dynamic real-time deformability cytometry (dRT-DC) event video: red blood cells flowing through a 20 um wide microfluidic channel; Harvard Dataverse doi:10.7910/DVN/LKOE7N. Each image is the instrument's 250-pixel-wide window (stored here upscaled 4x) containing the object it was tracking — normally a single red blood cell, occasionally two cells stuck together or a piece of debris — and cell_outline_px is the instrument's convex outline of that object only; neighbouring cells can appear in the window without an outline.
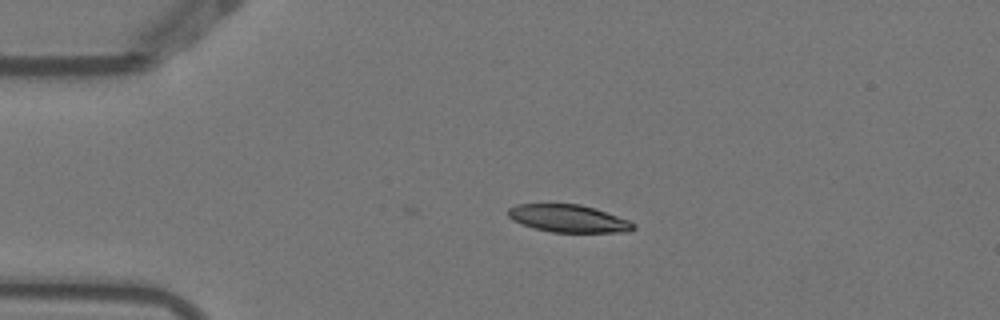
{"species": "Egyptian fruit bat (a non-hibernating species)", "species_latin": "Rousettus aegyptiacus", "temperature_condition": "warm", "stored_images_in_passage": 5, "camera_frame_rate_fps": 3000, "um_per_image_px": 0.085, "animal": {"sex": "female"}, "frame": {"image": 1, "passage_image": 3, "time_ms": 0.667, "image_size_px": [1000, 320], "cell_outline_px": [[636, 228], [628, 232], [552, 232], [520, 224], [512, 220], [508, 216], [508, 208], [516, 204], [580, 204], [596, 208], [628, 220], [636, 224]], "centroid_in_image_um": [48.32, 18.57], "position_along_channel_um": 36.7, "area_um2": 20.17}}
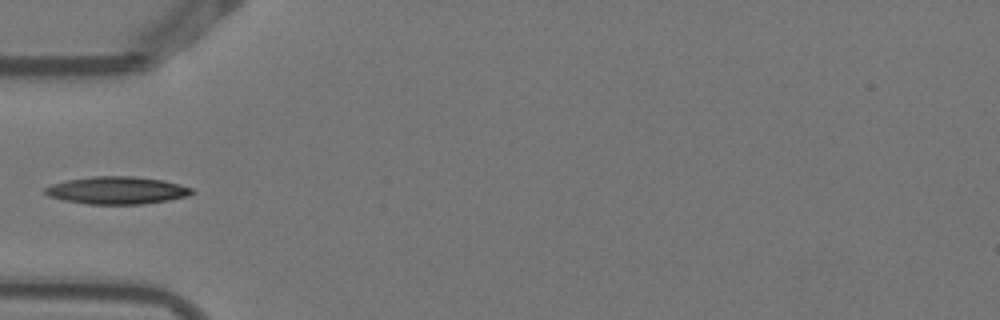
{"frame": {"image": 2, "passage_image": 5, "time_ms": 1.333, "image_size_px": [1000, 320], "cell_outline_px": [[196, 192], [188, 196], [168, 200], [144, 204], [88, 204], [64, 200], [48, 196], [44, 192], [44, 188], [52, 184], [68, 180], [92, 176], [132, 176], [164, 180], [180, 184], [192, 188]], "centroid_in_image_um": [9.97, 16.18], "position_along_channel_um": 75.0, "area_um2": 23.58}}